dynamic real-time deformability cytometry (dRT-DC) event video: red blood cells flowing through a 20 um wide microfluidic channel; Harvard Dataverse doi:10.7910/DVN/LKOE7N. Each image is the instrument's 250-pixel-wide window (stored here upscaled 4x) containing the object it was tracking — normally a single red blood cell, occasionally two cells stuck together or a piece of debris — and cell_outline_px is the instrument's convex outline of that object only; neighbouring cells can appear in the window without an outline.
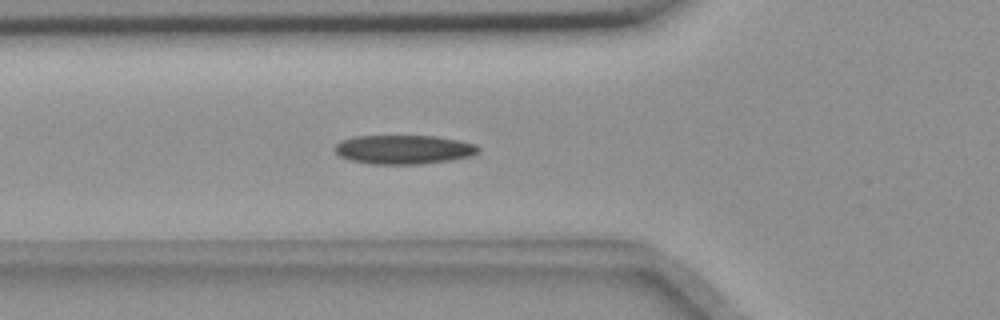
{"species": "common noctule bat (a hibernating species)", "species_latin": "Nyctalus noctula", "temperature_condition": "room temperature", "stored_images_in_passage": 25, "camera_frame_rate_fps": 3000, "um_per_image_px": 0.085, "animal": {"sex": "female", "body_mass_g": 18.4}, "frame": {"image": 1, "passage_image": 8, "time_ms": 2.333, "image_size_px": [1000, 320], "cell_outline_px": [[480, 148], [476, 152], [468, 156], [448, 160], [420, 164], [368, 164], [352, 160], [340, 156], [336, 152], [336, 144], [340, 140], [352, 136], [436, 136], [476, 144]], "centroid_in_image_um": [34.26, 12.7], "position_along_channel_um": 91.5, "area_um2": 24.04}}
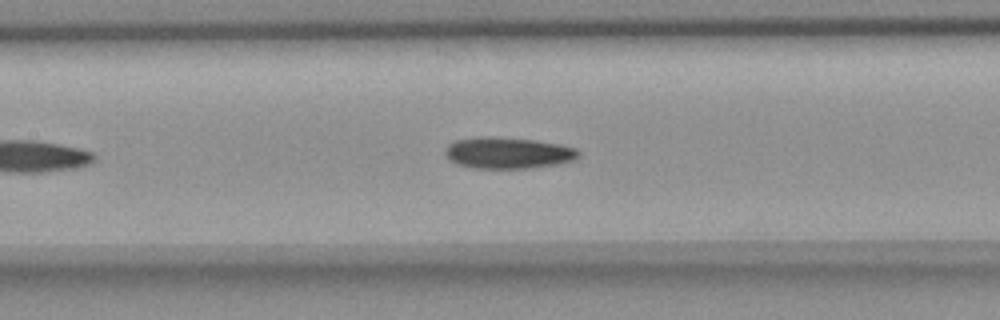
{"frame": {"image": 2, "passage_image": 14, "time_ms": 4.333, "image_size_px": [1000, 320], "cell_outline_px": [[580, 156], [576, 160], [556, 164], [528, 168], [472, 168], [456, 164], [444, 152], [444, 148], [448, 144], [456, 140], [484, 136], [492, 136], [536, 140], [560, 144], [576, 148], [580, 152]], "centroid_in_image_um": [43.2, 12.99], "position_along_channel_um": 164.2, "area_um2": 24.51}}
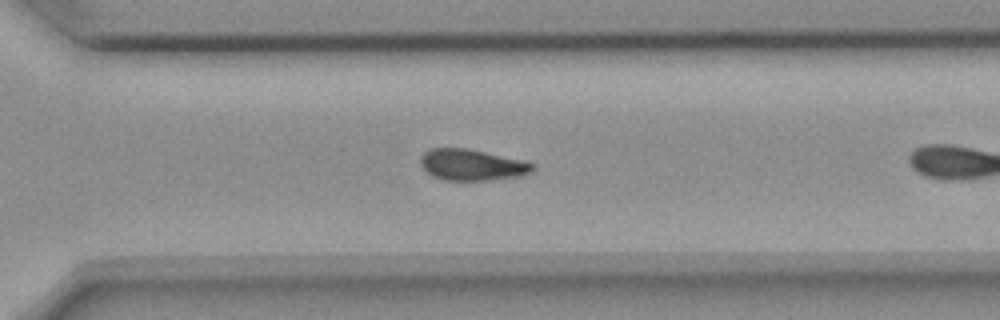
{"frame": {"image": 3, "passage_image": 21, "time_ms": 6.667, "image_size_px": [1000, 320], "cell_outline_px": [[536, 168], [532, 172], [516, 176], [488, 180], [444, 180], [432, 176], [420, 164], [420, 156], [424, 152], [432, 148], [468, 148], [524, 160], [536, 164]], "centroid_in_image_um": [40.13, 14.0], "position_along_channel_um": 330.5, "area_um2": 20.46}}